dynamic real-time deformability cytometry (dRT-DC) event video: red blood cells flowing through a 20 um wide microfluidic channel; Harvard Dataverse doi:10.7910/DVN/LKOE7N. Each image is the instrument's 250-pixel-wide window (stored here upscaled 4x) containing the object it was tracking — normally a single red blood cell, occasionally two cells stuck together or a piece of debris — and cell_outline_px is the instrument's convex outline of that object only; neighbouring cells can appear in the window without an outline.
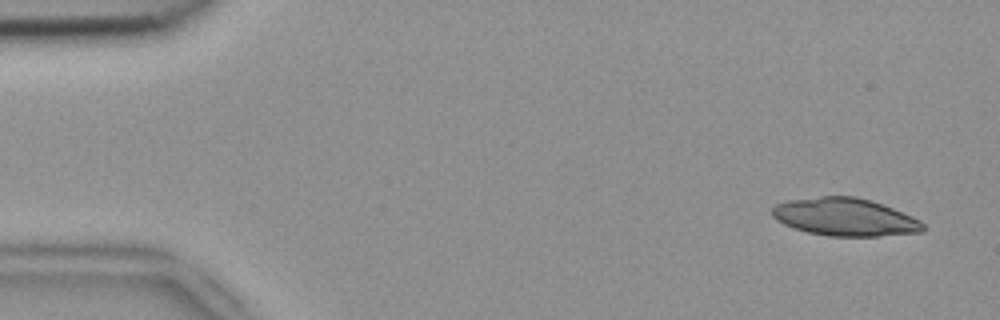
{"species": "common noctule bat (a hibernating species)", "species_latin": "Nyctalus noctula", "temperature_condition": "room temperature", "stored_images_in_passage": 50, "camera_frame_rate_fps": 3000, "um_per_image_px": 0.085, "animal": {"sex": "female", "body_mass_g": 18.4}, "frame": {"image": 1, "passage_image": 1, "time_ms": 0.0, "image_size_px": [1000, 320], "cell_outline_px": [[924, 232], [880, 236], [828, 236], [808, 232], [784, 224], [776, 220], [772, 216], [772, 208], [776, 204], [792, 200], [820, 196], [852, 196], [872, 200], [912, 216], [920, 220], [924, 224]], "centroid_in_image_um": [71.85, 18.45], "position_along_channel_um": 13.2, "area_um2": 33.12}}